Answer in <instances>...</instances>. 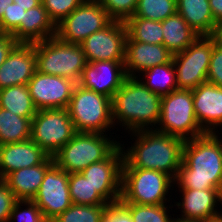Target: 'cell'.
Wrapping results in <instances>:
<instances>
[{
  "mask_svg": "<svg viewBox=\"0 0 222 222\" xmlns=\"http://www.w3.org/2000/svg\"><path fill=\"white\" fill-rule=\"evenodd\" d=\"M212 37L215 39V42L222 46V19L216 23V27Z\"/></svg>",
  "mask_w": 222,
  "mask_h": 222,
  "instance_id": "44",
  "label": "cell"
},
{
  "mask_svg": "<svg viewBox=\"0 0 222 222\" xmlns=\"http://www.w3.org/2000/svg\"><path fill=\"white\" fill-rule=\"evenodd\" d=\"M123 150L119 144L104 160L92 163L81 172L109 204L121 197Z\"/></svg>",
  "mask_w": 222,
  "mask_h": 222,
  "instance_id": "14",
  "label": "cell"
},
{
  "mask_svg": "<svg viewBox=\"0 0 222 222\" xmlns=\"http://www.w3.org/2000/svg\"><path fill=\"white\" fill-rule=\"evenodd\" d=\"M104 133L77 132L54 155V163L67 173H81L104 160L120 143Z\"/></svg>",
  "mask_w": 222,
  "mask_h": 222,
  "instance_id": "5",
  "label": "cell"
},
{
  "mask_svg": "<svg viewBox=\"0 0 222 222\" xmlns=\"http://www.w3.org/2000/svg\"><path fill=\"white\" fill-rule=\"evenodd\" d=\"M0 107L21 117H34L38 111L27 85L0 89Z\"/></svg>",
  "mask_w": 222,
  "mask_h": 222,
  "instance_id": "26",
  "label": "cell"
},
{
  "mask_svg": "<svg viewBox=\"0 0 222 222\" xmlns=\"http://www.w3.org/2000/svg\"><path fill=\"white\" fill-rule=\"evenodd\" d=\"M139 79L127 77L112 98L113 123H122L130 132L149 130V125L154 128L160 118L162 96L150 91Z\"/></svg>",
  "mask_w": 222,
  "mask_h": 222,
  "instance_id": "3",
  "label": "cell"
},
{
  "mask_svg": "<svg viewBox=\"0 0 222 222\" xmlns=\"http://www.w3.org/2000/svg\"><path fill=\"white\" fill-rule=\"evenodd\" d=\"M18 43H35L56 35V25L43 4L25 12L24 20L11 33Z\"/></svg>",
  "mask_w": 222,
  "mask_h": 222,
  "instance_id": "23",
  "label": "cell"
},
{
  "mask_svg": "<svg viewBox=\"0 0 222 222\" xmlns=\"http://www.w3.org/2000/svg\"><path fill=\"white\" fill-rule=\"evenodd\" d=\"M127 29L125 22L112 20L103 29L91 34L79 45L87 62L125 59Z\"/></svg>",
  "mask_w": 222,
  "mask_h": 222,
  "instance_id": "12",
  "label": "cell"
},
{
  "mask_svg": "<svg viewBox=\"0 0 222 222\" xmlns=\"http://www.w3.org/2000/svg\"><path fill=\"white\" fill-rule=\"evenodd\" d=\"M35 53L38 72L69 78L76 83L87 64L79 44L62 41L56 35L35 42Z\"/></svg>",
  "mask_w": 222,
  "mask_h": 222,
  "instance_id": "4",
  "label": "cell"
},
{
  "mask_svg": "<svg viewBox=\"0 0 222 222\" xmlns=\"http://www.w3.org/2000/svg\"><path fill=\"white\" fill-rule=\"evenodd\" d=\"M126 78L124 62L94 61L87 62L77 84L112 99Z\"/></svg>",
  "mask_w": 222,
  "mask_h": 222,
  "instance_id": "16",
  "label": "cell"
},
{
  "mask_svg": "<svg viewBox=\"0 0 222 222\" xmlns=\"http://www.w3.org/2000/svg\"><path fill=\"white\" fill-rule=\"evenodd\" d=\"M209 4L214 21L217 23L222 19V0H209Z\"/></svg>",
  "mask_w": 222,
  "mask_h": 222,
  "instance_id": "42",
  "label": "cell"
},
{
  "mask_svg": "<svg viewBox=\"0 0 222 222\" xmlns=\"http://www.w3.org/2000/svg\"><path fill=\"white\" fill-rule=\"evenodd\" d=\"M157 125L156 131L185 141L206 134L195 115L192 90L177 89L162 96Z\"/></svg>",
  "mask_w": 222,
  "mask_h": 222,
  "instance_id": "6",
  "label": "cell"
},
{
  "mask_svg": "<svg viewBox=\"0 0 222 222\" xmlns=\"http://www.w3.org/2000/svg\"><path fill=\"white\" fill-rule=\"evenodd\" d=\"M69 191L73 204L109 205L82 173H69Z\"/></svg>",
  "mask_w": 222,
  "mask_h": 222,
  "instance_id": "30",
  "label": "cell"
},
{
  "mask_svg": "<svg viewBox=\"0 0 222 222\" xmlns=\"http://www.w3.org/2000/svg\"><path fill=\"white\" fill-rule=\"evenodd\" d=\"M36 71L35 43H18L0 66V89L27 85Z\"/></svg>",
  "mask_w": 222,
  "mask_h": 222,
  "instance_id": "17",
  "label": "cell"
},
{
  "mask_svg": "<svg viewBox=\"0 0 222 222\" xmlns=\"http://www.w3.org/2000/svg\"><path fill=\"white\" fill-rule=\"evenodd\" d=\"M25 12L23 8L15 3L10 4L0 20V33L11 34L24 20Z\"/></svg>",
  "mask_w": 222,
  "mask_h": 222,
  "instance_id": "37",
  "label": "cell"
},
{
  "mask_svg": "<svg viewBox=\"0 0 222 222\" xmlns=\"http://www.w3.org/2000/svg\"><path fill=\"white\" fill-rule=\"evenodd\" d=\"M53 164V156H49L42 164L13 171L3 180L17 200H33L39 191L46 171Z\"/></svg>",
  "mask_w": 222,
  "mask_h": 222,
  "instance_id": "22",
  "label": "cell"
},
{
  "mask_svg": "<svg viewBox=\"0 0 222 222\" xmlns=\"http://www.w3.org/2000/svg\"><path fill=\"white\" fill-rule=\"evenodd\" d=\"M33 201L40 208L45 219L52 222L73 204L69 191V173L54 163L46 171Z\"/></svg>",
  "mask_w": 222,
  "mask_h": 222,
  "instance_id": "13",
  "label": "cell"
},
{
  "mask_svg": "<svg viewBox=\"0 0 222 222\" xmlns=\"http://www.w3.org/2000/svg\"><path fill=\"white\" fill-rule=\"evenodd\" d=\"M174 179L158 170L122 168L120 203L166 205Z\"/></svg>",
  "mask_w": 222,
  "mask_h": 222,
  "instance_id": "8",
  "label": "cell"
},
{
  "mask_svg": "<svg viewBox=\"0 0 222 222\" xmlns=\"http://www.w3.org/2000/svg\"><path fill=\"white\" fill-rule=\"evenodd\" d=\"M163 45L174 55L184 51L200 35L176 12L162 21Z\"/></svg>",
  "mask_w": 222,
  "mask_h": 222,
  "instance_id": "25",
  "label": "cell"
},
{
  "mask_svg": "<svg viewBox=\"0 0 222 222\" xmlns=\"http://www.w3.org/2000/svg\"><path fill=\"white\" fill-rule=\"evenodd\" d=\"M132 134L136 140L128 151H123L122 168L158 170L175 179L182 164L185 140L152 128Z\"/></svg>",
  "mask_w": 222,
  "mask_h": 222,
  "instance_id": "2",
  "label": "cell"
},
{
  "mask_svg": "<svg viewBox=\"0 0 222 222\" xmlns=\"http://www.w3.org/2000/svg\"><path fill=\"white\" fill-rule=\"evenodd\" d=\"M204 222H222V214L219 216L207 219Z\"/></svg>",
  "mask_w": 222,
  "mask_h": 222,
  "instance_id": "47",
  "label": "cell"
},
{
  "mask_svg": "<svg viewBox=\"0 0 222 222\" xmlns=\"http://www.w3.org/2000/svg\"><path fill=\"white\" fill-rule=\"evenodd\" d=\"M107 206L72 204L52 222H101Z\"/></svg>",
  "mask_w": 222,
  "mask_h": 222,
  "instance_id": "32",
  "label": "cell"
},
{
  "mask_svg": "<svg viewBox=\"0 0 222 222\" xmlns=\"http://www.w3.org/2000/svg\"><path fill=\"white\" fill-rule=\"evenodd\" d=\"M33 117H21L0 107V145L30 139Z\"/></svg>",
  "mask_w": 222,
  "mask_h": 222,
  "instance_id": "27",
  "label": "cell"
},
{
  "mask_svg": "<svg viewBox=\"0 0 222 222\" xmlns=\"http://www.w3.org/2000/svg\"><path fill=\"white\" fill-rule=\"evenodd\" d=\"M48 157L31 139L0 145V178L18 169L42 164Z\"/></svg>",
  "mask_w": 222,
  "mask_h": 222,
  "instance_id": "20",
  "label": "cell"
},
{
  "mask_svg": "<svg viewBox=\"0 0 222 222\" xmlns=\"http://www.w3.org/2000/svg\"><path fill=\"white\" fill-rule=\"evenodd\" d=\"M18 44L9 33H0V66L4 63L9 53Z\"/></svg>",
  "mask_w": 222,
  "mask_h": 222,
  "instance_id": "41",
  "label": "cell"
},
{
  "mask_svg": "<svg viewBox=\"0 0 222 222\" xmlns=\"http://www.w3.org/2000/svg\"><path fill=\"white\" fill-rule=\"evenodd\" d=\"M177 12L176 0H138L132 17L164 21Z\"/></svg>",
  "mask_w": 222,
  "mask_h": 222,
  "instance_id": "31",
  "label": "cell"
},
{
  "mask_svg": "<svg viewBox=\"0 0 222 222\" xmlns=\"http://www.w3.org/2000/svg\"><path fill=\"white\" fill-rule=\"evenodd\" d=\"M77 83L62 76L36 71L27 86L38 110L67 109Z\"/></svg>",
  "mask_w": 222,
  "mask_h": 222,
  "instance_id": "15",
  "label": "cell"
},
{
  "mask_svg": "<svg viewBox=\"0 0 222 222\" xmlns=\"http://www.w3.org/2000/svg\"><path fill=\"white\" fill-rule=\"evenodd\" d=\"M172 222H204V221H200V220H193V219H184V218H174Z\"/></svg>",
  "mask_w": 222,
  "mask_h": 222,
  "instance_id": "46",
  "label": "cell"
},
{
  "mask_svg": "<svg viewBox=\"0 0 222 222\" xmlns=\"http://www.w3.org/2000/svg\"><path fill=\"white\" fill-rule=\"evenodd\" d=\"M143 73L147 77V81L145 79L142 83L152 92L164 96L178 89L172 60L164 65H156L147 69Z\"/></svg>",
  "mask_w": 222,
  "mask_h": 222,
  "instance_id": "29",
  "label": "cell"
},
{
  "mask_svg": "<svg viewBox=\"0 0 222 222\" xmlns=\"http://www.w3.org/2000/svg\"><path fill=\"white\" fill-rule=\"evenodd\" d=\"M22 204L27 207L21 211L20 208ZM16 217L20 222H48L33 200H17L10 213L9 222H11L12 219L16 220Z\"/></svg>",
  "mask_w": 222,
  "mask_h": 222,
  "instance_id": "36",
  "label": "cell"
},
{
  "mask_svg": "<svg viewBox=\"0 0 222 222\" xmlns=\"http://www.w3.org/2000/svg\"><path fill=\"white\" fill-rule=\"evenodd\" d=\"M125 26L127 29L126 41L163 44L162 21L130 17L125 21Z\"/></svg>",
  "mask_w": 222,
  "mask_h": 222,
  "instance_id": "28",
  "label": "cell"
},
{
  "mask_svg": "<svg viewBox=\"0 0 222 222\" xmlns=\"http://www.w3.org/2000/svg\"><path fill=\"white\" fill-rule=\"evenodd\" d=\"M13 3V0H0V20L2 19L5 11H7L10 4Z\"/></svg>",
  "mask_w": 222,
  "mask_h": 222,
  "instance_id": "45",
  "label": "cell"
},
{
  "mask_svg": "<svg viewBox=\"0 0 222 222\" xmlns=\"http://www.w3.org/2000/svg\"><path fill=\"white\" fill-rule=\"evenodd\" d=\"M177 12L200 36H212L214 21L209 0H176Z\"/></svg>",
  "mask_w": 222,
  "mask_h": 222,
  "instance_id": "24",
  "label": "cell"
},
{
  "mask_svg": "<svg viewBox=\"0 0 222 222\" xmlns=\"http://www.w3.org/2000/svg\"><path fill=\"white\" fill-rule=\"evenodd\" d=\"M101 222H133L129 211L118 201L107 206Z\"/></svg>",
  "mask_w": 222,
  "mask_h": 222,
  "instance_id": "40",
  "label": "cell"
},
{
  "mask_svg": "<svg viewBox=\"0 0 222 222\" xmlns=\"http://www.w3.org/2000/svg\"><path fill=\"white\" fill-rule=\"evenodd\" d=\"M111 21L98 0H85L56 25V36L65 42L80 44Z\"/></svg>",
  "mask_w": 222,
  "mask_h": 222,
  "instance_id": "11",
  "label": "cell"
},
{
  "mask_svg": "<svg viewBox=\"0 0 222 222\" xmlns=\"http://www.w3.org/2000/svg\"><path fill=\"white\" fill-rule=\"evenodd\" d=\"M175 182L181 189L222 192V140L216 132L185 141Z\"/></svg>",
  "mask_w": 222,
  "mask_h": 222,
  "instance_id": "1",
  "label": "cell"
},
{
  "mask_svg": "<svg viewBox=\"0 0 222 222\" xmlns=\"http://www.w3.org/2000/svg\"><path fill=\"white\" fill-rule=\"evenodd\" d=\"M68 109L38 110L31 123L30 139L53 156L76 134Z\"/></svg>",
  "mask_w": 222,
  "mask_h": 222,
  "instance_id": "9",
  "label": "cell"
},
{
  "mask_svg": "<svg viewBox=\"0 0 222 222\" xmlns=\"http://www.w3.org/2000/svg\"><path fill=\"white\" fill-rule=\"evenodd\" d=\"M182 193V203H177L183 209L182 218L205 221L221 215L215 207L219 201L222 204V192L219 189H179ZM180 206V207H179ZM182 206V207H181Z\"/></svg>",
  "mask_w": 222,
  "mask_h": 222,
  "instance_id": "21",
  "label": "cell"
},
{
  "mask_svg": "<svg viewBox=\"0 0 222 222\" xmlns=\"http://www.w3.org/2000/svg\"><path fill=\"white\" fill-rule=\"evenodd\" d=\"M76 132L102 133L114 126L112 99L76 84L68 106Z\"/></svg>",
  "mask_w": 222,
  "mask_h": 222,
  "instance_id": "7",
  "label": "cell"
},
{
  "mask_svg": "<svg viewBox=\"0 0 222 222\" xmlns=\"http://www.w3.org/2000/svg\"><path fill=\"white\" fill-rule=\"evenodd\" d=\"M13 3L27 11L39 6L42 3V0H13Z\"/></svg>",
  "mask_w": 222,
  "mask_h": 222,
  "instance_id": "43",
  "label": "cell"
},
{
  "mask_svg": "<svg viewBox=\"0 0 222 222\" xmlns=\"http://www.w3.org/2000/svg\"><path fill=\"white\" fill-rule=\"evenodd\" d=\"M207 82L222 87V46L214 38Z\"/></svg>",
  "mask_w": 222,
  "mask_h": 222,
  "instance_id": "38",
  "label": "cell"
},
{
  "mask_svg": "<svg viewBox=\"0 0 222 222\" xmlns=\"http://www.w3.org/2000/svg\"><path fill=\"white\" fill-rule=\"evenodd\" d=\"M112 20L125 22L132 17L138 0H98Z\"/></svg>",
  "mask_w": 222,
  "mask_h": 222,
  "instance_id": "34",
  "label": "cell"
},
{
  "mask_svg": "<svg viewBox=\"0 0 222 222\" xmlns=\"http://www.w3.org/2000/svg\"><path fill=\"white\" fill-rule=\"evenodd\" d=\"M192 96L200 127L206 133H215L217 126H222V87L206 81L192 90Z\"/></svg>",
  "mask_w": 222,
  "mask_h": 222,
  "instance_id": "18",
  "label": "cell"
},
{
  "mask_svg": "<svg viewBox=\"0 0 222 222\" xmlns=\"http://www.w3.org/2000/svg\"><path fill=\"white\" fill-rule=\"evenodd\" d=\"M16 201L7 183L0 179V222H9L10 213Z\"/></svg>",
  "mask_w": 222,
  "mask_h": 222,
  "instance_id": "39",
  "label": "cell"
},
{
  "mask_svg": "<svg viewBox=\"0 0 222 222\" xmlns=\"http://www.w3.org/2000/svg\"><path fill=\"white\" fill-rule=\"evenodd\" d=\"M130 213L133 222H172L165 205H139L121 203Z\"/></svg>",
  "mask_w": 222,
  "mask_h": 222,
  "instance_id": "33",
  "label": "cell"
},
{
  "mask_svg": "<svg viewBox=\"0 0 222 222\" xmlns=\"http://www.w3.org/2000/svg\"><path fill=\"white\" fill-rule=\"evenodd\" d=\"M213 50L212 36H199L184 51L173 55L178 89L193 90L207 81Z\"/></svg>",
  "mask_w": 222,
  "mask_h": 222,
  "instance_id": "10",
  "label": "cell"
},
{
  "mask_svg": "<svg viewBox=\"0 0 222 222\" xmlns=\"http://www.w3.org/2000/svg\"><path fill=\"white\" fill-rule=\"evenodd\" d=\"M173 54L163 44H148L138 41H126L124 68L127 77H137L156 65L169 63ZM135 73V74H134Z\"/></svg>",
  "mask_w": 222,
  "mask_h": 222,
  "instance_id": "19",
  "label": "cell"
},
{
  "mask_svg": "<svg viewBox=\"0 0 222 222\" xmlns=\"http://www.w3.org/2000/svg\"><path fill=\"white\" fill-rule=\"evenodd\" d=\"M85 0H42L44 9L50 19L58 25Z\"/></svg>",
  "mask_w": 222,
  "mask_h": 222,
  "instance_id": "35",
  "label": "cell"
}]
</instances>
